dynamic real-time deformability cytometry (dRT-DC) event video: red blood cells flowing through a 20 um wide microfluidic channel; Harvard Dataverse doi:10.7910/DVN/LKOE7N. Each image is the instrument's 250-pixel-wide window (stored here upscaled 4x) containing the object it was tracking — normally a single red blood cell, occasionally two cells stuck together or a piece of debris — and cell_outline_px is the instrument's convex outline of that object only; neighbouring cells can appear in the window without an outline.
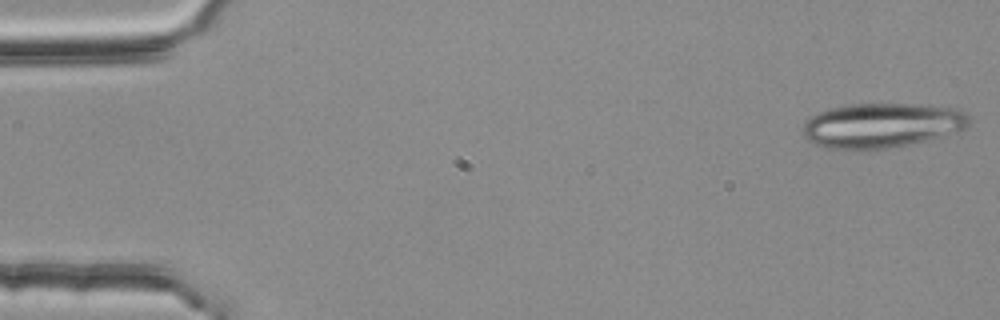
{"species": "common noctule bat (a hibernating species)", "species_latin": "Nyctalus noctula", "temperature_condition": "room temperature", "stored_images_in_passage": 22, "camera_frame_rate_fps": 3000, "um_per_image_px": 0.085, "animal": {"sex": "female", "body_mass_g": 25.1}, "frame": {"image": 1, "passage_image": 1, "time_ms": 0.0, "image_size_px": [1000, 320], "cell_outline_px": [[972, 124], [968, 128], [900, 148], [828, 148], [812, 144], [804, 136], [804, 124], [812, 116], [828, 108], [852, 104], [928, 104], [956, 108], [964, 112], [968, 116]], "centroid_in_image_um": [75.02, 10.65], "position_along_channel_um": 10.0, "area_um2": 43.47}}